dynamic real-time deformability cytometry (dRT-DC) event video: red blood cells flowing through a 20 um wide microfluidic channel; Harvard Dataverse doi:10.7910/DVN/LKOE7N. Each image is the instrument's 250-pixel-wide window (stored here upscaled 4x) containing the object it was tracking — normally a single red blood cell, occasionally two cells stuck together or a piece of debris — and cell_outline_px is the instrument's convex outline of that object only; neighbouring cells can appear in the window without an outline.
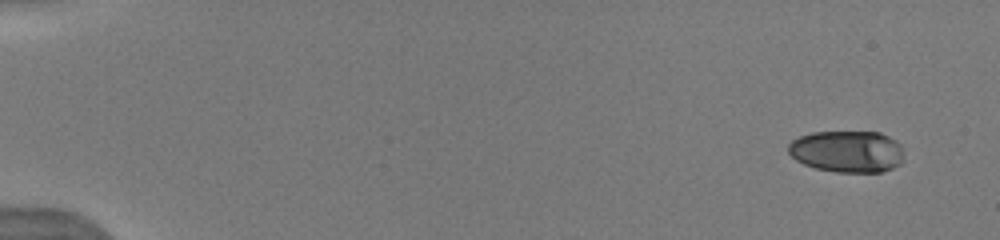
{"species": "human", "species_latin": "Homo sapiens", "temperature_condition": "warm", "stored_images_in_passage": 51, "camera_frame_rate_fps": 3000, "um_per_image_px": 0.085, "donor": {"sex": "male"}, "frame": {"image": 1, "passage_image": 1, "time_ms": 0.0, "image_size_px": [1000, 240], "cell_outline_px": [[904, 160], [900, 164], [892, 168], [880, 172], [836, 172], [816, 168], [804, 164], [796, 160], [788, 152], [788, 144], [792, 140], [800, 136], [812, 132], [880, 132], [896, 140], [900, 144]], "centroid_in_image_um": [72.01, 12.87], "position_along_channel_um": 13.0, "area_um2": 28.26}}
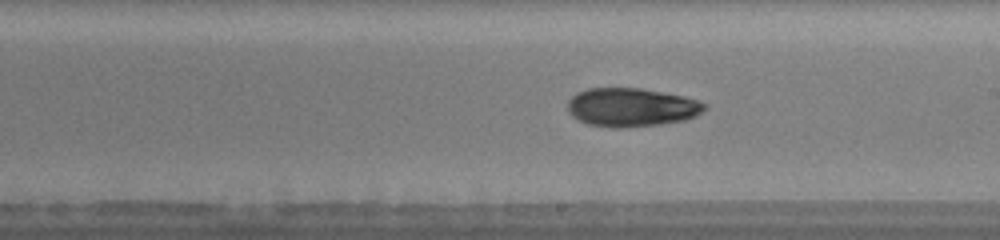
{"frame": {"image": 2, "passage_image": 32, "time_ms": 9.333, "image_size_px": [1000, 240], "cell_outline_px": [[708, 104], [696, 116], [684, 120], [660, 124], [616, 128], [612, 128], [588, 124], [572, 116], [568, 112], [568, 100], [576, 92], [588, 88], [640, 88], [684, 96]], "centroid_in_image_um": [53.64, 9.11], "position_along_channel_um": 235.4, "area_um2": 30.69}}
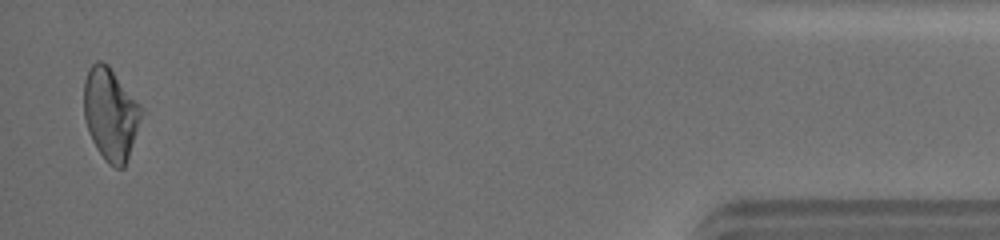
{"frame": {"image": 3, "passage_image": 49, "time_ms": 15.667, "image_size_px": [1000, 240], "cell_outline_px": [[140, 116], [128, 156], [124, 168], [116, 168], [108, 164], [104, 160], [92, 140], [88, 132], [84, 120], [84, 80], [88, 68], [96, 60], [100, 60], [108, 64], [140, 104]], "centroid_in_image_um": [9.34, 9.66], "position_along_channel_um": 425.9, "area_um2": 30.46}, "authors_computed_cell_mechanics": {"area_um2": 30.056, "velocity_mm_per_s": 4.0971, "shape_relaxation_time_tau1_ms": 6.3907, "shape_relaxation_time_tau2_ms": null, "deformation_change_tau1": 0.1903, "deformation_change_tau2": null}}